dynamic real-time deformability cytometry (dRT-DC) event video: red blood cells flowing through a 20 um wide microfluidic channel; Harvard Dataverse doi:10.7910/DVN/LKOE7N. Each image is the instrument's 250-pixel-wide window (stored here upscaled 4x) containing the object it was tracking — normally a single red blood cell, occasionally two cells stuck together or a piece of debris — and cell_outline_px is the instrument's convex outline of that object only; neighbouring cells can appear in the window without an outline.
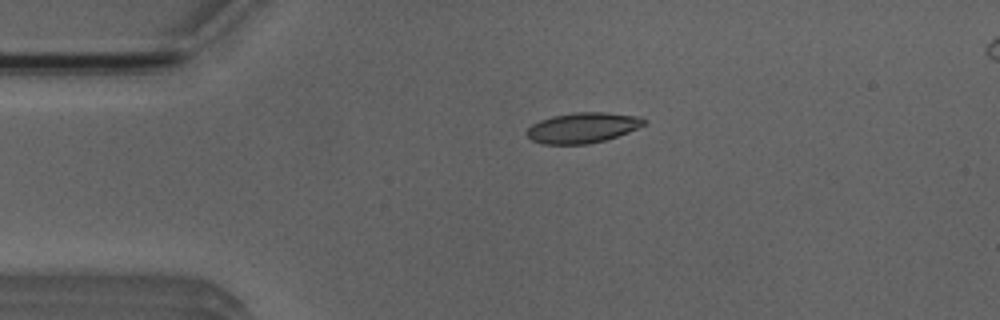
{"species": "Egyptian fruit bat (a non-hibernating species)", "species_latin": "Rousettus aegyptiacus", "temperature_condition": "room temperature", "stored_images_in_passage": 3, "camera_frame_rate_fps": 3000, "um_per_image_px": 0.085, "animal": {"sex": "male"}, "frame": {"image": 1, "passage_image": 1, "time_ms": 0.0, "image_size_px": [1000, 320], "cell_outline_px": [[648, 120], [644, 124], [628, 132], [604, 140], [588, 144], [544, 144], [532, 140], [528, 136], [528, 128], [532, 124], [540, 120], [552, 116], [572, 112], [608, 112], [640, 116]], "centroid_in_image_um": [49.54, 10.84], "position_along_channel_um": 35.5, "area_um2": 20.69}}